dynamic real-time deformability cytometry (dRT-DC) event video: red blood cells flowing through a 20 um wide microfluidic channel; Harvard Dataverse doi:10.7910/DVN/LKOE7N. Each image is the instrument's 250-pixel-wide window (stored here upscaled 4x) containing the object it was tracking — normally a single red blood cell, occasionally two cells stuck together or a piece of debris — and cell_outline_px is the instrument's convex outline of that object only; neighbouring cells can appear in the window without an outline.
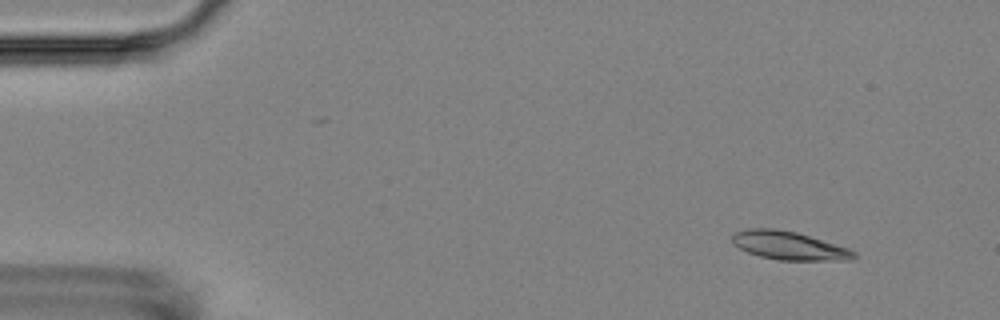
{"species": "Egyptian fruit bat (a non-hibernating species)", "species_latin": "Rousettus aegyptiacus", "temperature_condition": "room temperature", "stored_images_in_passage": 4, "camera_frame_rate_fps": 3000, "um_per_image_px": 0.085, "animal": {"sex": "female"}, "frame": {"image": 1, "passage_image": 1, "time_ms": 0.0, "image_size_px": [1000, 320], "cell_outline_px": [[856, 256], [852, 260], [780, 260], [760, 256], [748, 252], [732, 244], [732, 236], [736, 232], [748, 228], [776, 228], [796, 232], [848, 248], [856, 252]], "centroid_in_image_um": [67.05, 20.87], "position_along_channel_um": 17.9, "area_um2": 20.0}}